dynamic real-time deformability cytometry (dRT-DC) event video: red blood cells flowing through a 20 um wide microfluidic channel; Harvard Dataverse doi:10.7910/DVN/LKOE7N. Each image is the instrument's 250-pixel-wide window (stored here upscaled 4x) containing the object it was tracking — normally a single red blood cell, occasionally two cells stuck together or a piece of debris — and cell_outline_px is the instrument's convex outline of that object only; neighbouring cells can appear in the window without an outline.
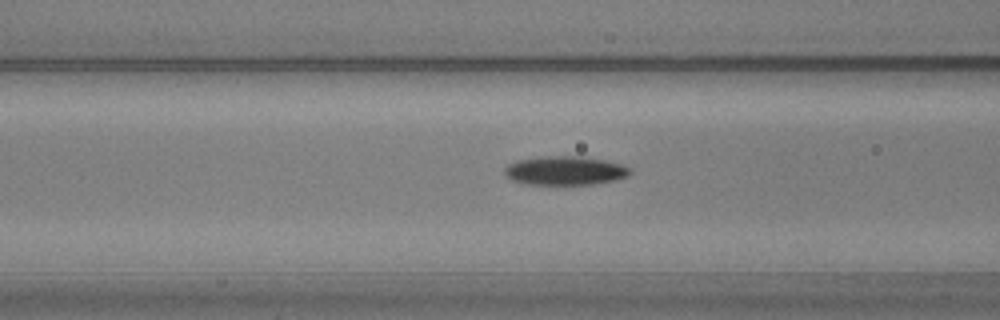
{"species": "common noctule bat (a hibernating species)", "species_latin": "Nyctalus noctula", "temperature_condition": "warm", "stored_images_in_passage": 45, "camera_frame_rate_fps": 3000, "um_per_image_px": 0.085, "animal": {"sex": "male", "body_mass_g": 20.5, "forearm_length_mm": 52.5}, "frame": {"image": 1, "passage_image": 15, "time_ms": 4.667, "image_size_px": [1000, 320], "cell_outline_px": [[632, 172], [628, 176], [616, 180], [592, 184], [528, 184], [512, 180], [504, 176], [504, 168], [508, 164], [516, 160], [544, 156], [580, 156], [604, 160], [620, 164], [628, 168]], "centroid_in_image_um": [47.99, 14.5], "position_along_channel_um": 118.6, "area_um2": 21.1}}
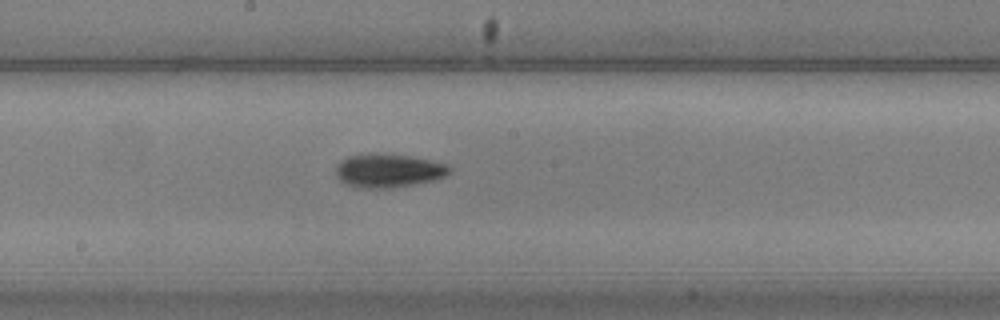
{"frame": {"image": 2, "passage_image": 23, "time_ms": 7.333, "image_size_px": [1000, 320], "cell_outline_px": [[452, 168], [444, 176], [436, 180], [388, 188], [360, 188], [344, 184], [336, 176], [336, 164], [340, 160], [348, 156], [372, 152], [408, 156], [432, 160], [448, 164]], "centroid_in_image_um": [32.97, 14.49], "position_along_channel_um": 215.2, "area_um2": 22.48}}
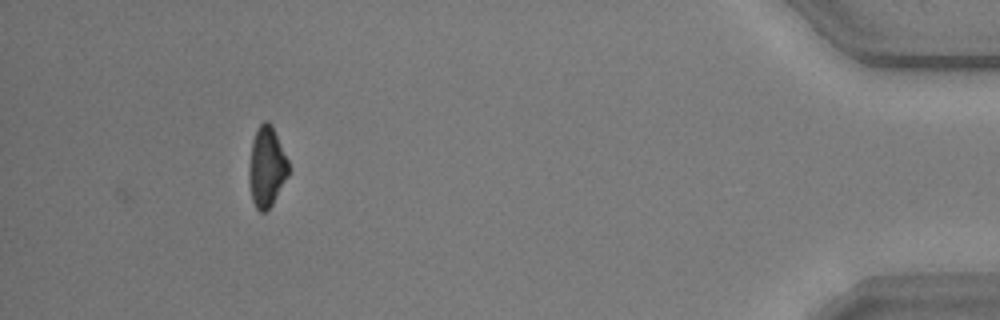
{"frame": {"image": 3, "passage_image": 45, "time_ms": 14.667, "image_size_px": [1000, 320], "cell_outline_px": [[288, 176], [272, 204], [264, 212], [260, 212], [256, 208], [252, 200], [248, 180], [248, 168], [252, 140], [256, 128], [264, 120], [268, 120], [272, 124], [288, 160]], "centroid_in_image_um": [22.64, 14.15], "position_along_channel_um": 412.6, "area_um2": 18.67}, "authors_computed_cell_mechanics": {"area_um2": 20.6924, "velocity_mm_per_s": 3.6132, "shape_relaxation_time_tau1_ms": 3.8593, "shape_relaxation_time_tau2_ms": 9.3174, "deformation_change_tau1": 0.1507, "deformation_change_tau2": 0.1668}}